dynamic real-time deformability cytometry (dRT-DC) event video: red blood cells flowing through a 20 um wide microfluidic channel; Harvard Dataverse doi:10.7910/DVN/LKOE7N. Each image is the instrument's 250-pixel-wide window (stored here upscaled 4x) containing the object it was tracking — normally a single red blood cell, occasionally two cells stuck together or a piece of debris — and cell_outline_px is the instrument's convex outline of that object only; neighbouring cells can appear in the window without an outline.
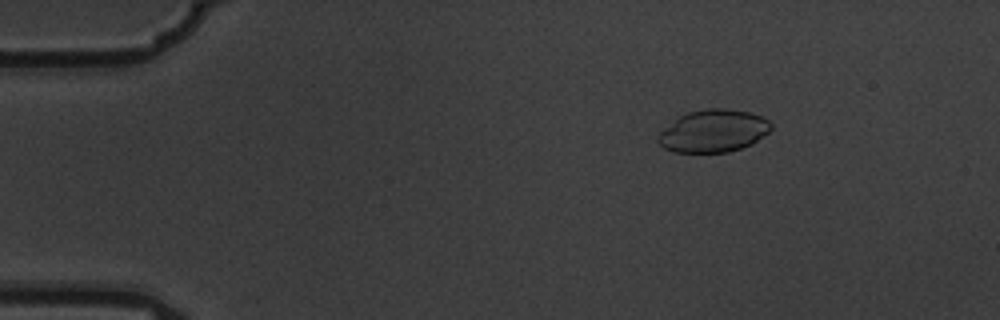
{"species": "common noctule bat (a hibernating species)", "species_latin": "Nyctalus noctula", "temperature_condition": "warm", "stored_images_in_passage": 5, "camera_frame_rate_fps": 3000, "um_per_image_px": 0.085, "animal": {"sex": "male", "body_mass_g": 19.5, "forearm_length_mm": 54.6}, "frame": {"image": 1, "passage_image": 2, "time_ms": 0.333, "image_size_px": [1000, 320], "cell_outline_px": [[772, 128], [768, 132], [752, 144], [728, 152], [676, 152], [664, 148], [656, 140], [656, 136], [660, 132], [680, 116], [688, 112], [704, 108], [724, 108], [752, 112], [768, 120], [772, 124]], "centroid_in_image_um": [60.65, 11.12], "position_along_channel_um": 24.4, "area_um2": 27.92}}